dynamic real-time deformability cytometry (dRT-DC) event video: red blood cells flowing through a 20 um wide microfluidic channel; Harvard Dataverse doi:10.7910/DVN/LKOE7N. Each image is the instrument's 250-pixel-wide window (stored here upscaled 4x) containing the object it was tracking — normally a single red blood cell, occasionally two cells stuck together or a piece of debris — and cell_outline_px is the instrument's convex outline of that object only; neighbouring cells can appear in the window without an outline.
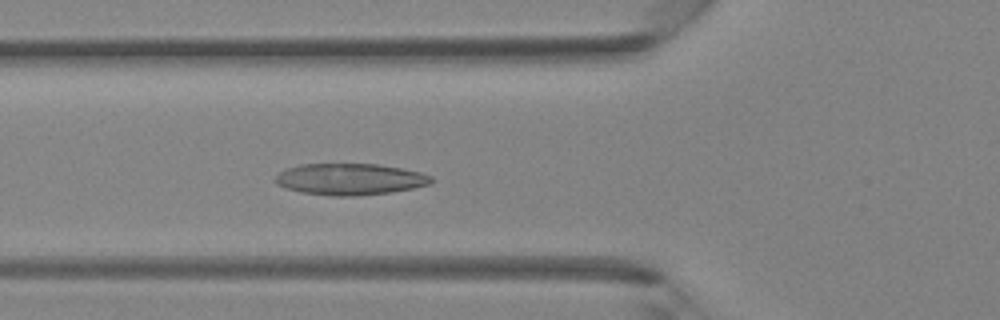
{"species": "Egyptian fruit bat (a non-hibernating species)", "species_latin": "Rousettus aegyptiacus", "temperature_condition": "room temperature", "stored_images_in_passage": 42, "camera_frame_rate_fps": 3000, "um_per_image_px": 0.085, "animal": {"sex": "female"}, "frame": {"image": 1, "passage_image": 15, "time_ms": 4.667, "image_size_px": [1000, 320], "cell_outline_px": [[436, 180], [428, 184], [412, 188], [392, 192], [356, 196], [332, 196], [300, 192], [276, 184], [272, 180], [280, 172], [288, 168], [300, 164], [376, 164], [400, 168], [420, 172], [432, 176]], "centroid_in_image_um": [29.74, 15.23], "position_along_channel_um": 96.1, "area_um2": 28.61}}
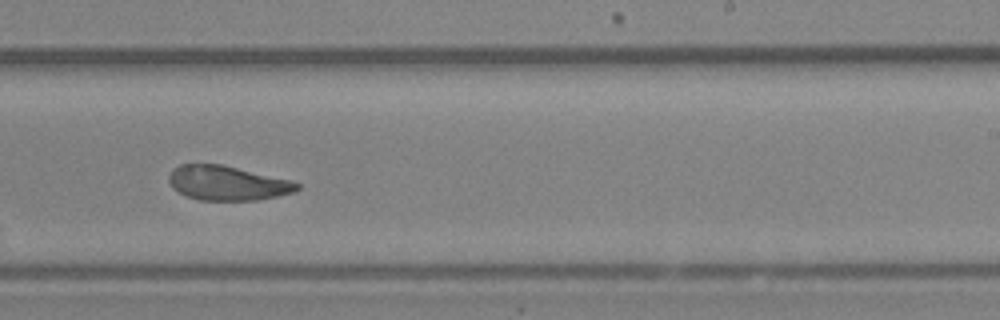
{"frame": {"image": 2, "passage_image": 26, "time_ms": 8.333, "image_size_px": [1000, 320], "cell_outline_px": [[300, 188], [296, 192], [256, 200], [200, 200], [188, 196], [172, 188], [168, 180], [168, 176], [172, 168], [180, 164], [220, 164], [292, 180], [300, 184]], "centroid_in_image_um": [19.33, 15.55], "position_along_channel_um": 269.7, "area_um2": 25.78}}
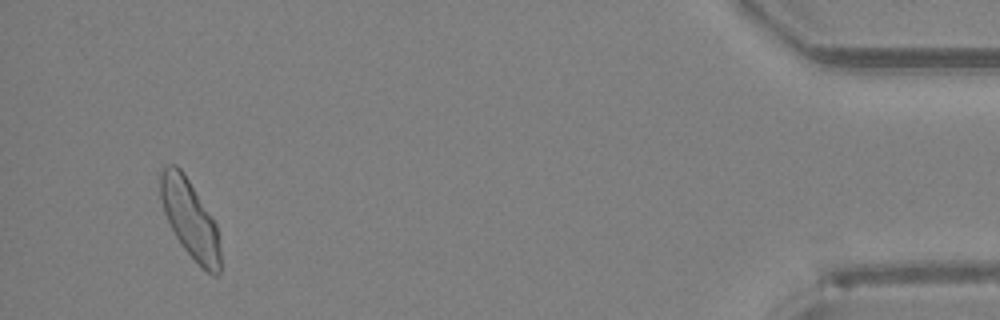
{"frame": {"image": 3, "passage_image": 40, "time_ms": 13.0, "image_size_px": [1000, 320], "cell_outline_px": [[220, 272], [216, 276], [208, 272], [184, 248], [176, 236], [164, 212], [160, 200], [160, 172], [168, 164], [176, 164], [184, 172], [216, 224], [220, 248]], "centroid_in_image_um": [16.14, 18.56], "position_along_channel_um": 419.1, "area_um2": 26.7}}